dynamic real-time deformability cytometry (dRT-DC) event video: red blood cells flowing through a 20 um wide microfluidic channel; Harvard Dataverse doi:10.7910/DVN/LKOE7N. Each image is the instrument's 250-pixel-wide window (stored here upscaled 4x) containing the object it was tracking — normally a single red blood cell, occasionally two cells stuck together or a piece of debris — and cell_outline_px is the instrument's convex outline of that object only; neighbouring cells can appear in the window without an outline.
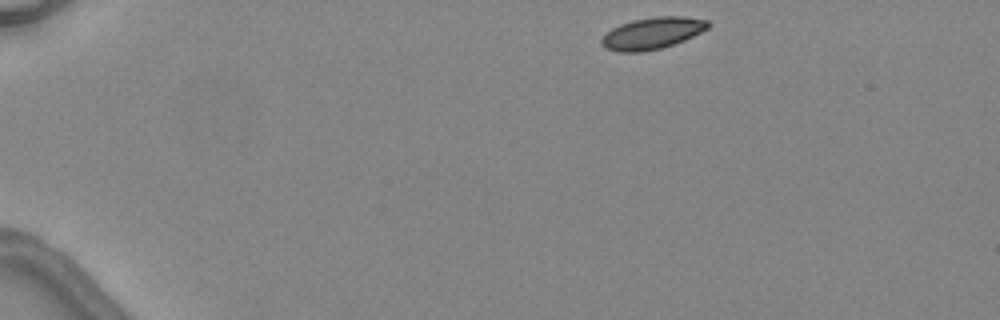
{"species": "common noctule bat (a hibernating species)", "species_latin": "Nyctalus noctula", "temperature_condition": "warm", "stored_images_in_passage": 3, "camera_frame_rate_fps": 3000, "um_per_image_px": 0.085, "animal": {"sex": "female", "body_mass_g": 24.6, "forearm_length_mm": 56.2}, "frame": {"image": 1, "passage_image": 1, "time_ms": 0.0, "image_size_px": [1000, 320], "cell_outline_px": [[712, 24], [708, 28], [684, 40], [660, 48], [640, 52], [616, 52], [600, 44], [600, 40], [612, 28], [620, 24], [632, 20], [656, 16], [684, 16], [708, 20]], "centroid_in_image_um": [55.45, 2.81], "position_along_channel_um": 29.5, "area_um2": 19.59}}